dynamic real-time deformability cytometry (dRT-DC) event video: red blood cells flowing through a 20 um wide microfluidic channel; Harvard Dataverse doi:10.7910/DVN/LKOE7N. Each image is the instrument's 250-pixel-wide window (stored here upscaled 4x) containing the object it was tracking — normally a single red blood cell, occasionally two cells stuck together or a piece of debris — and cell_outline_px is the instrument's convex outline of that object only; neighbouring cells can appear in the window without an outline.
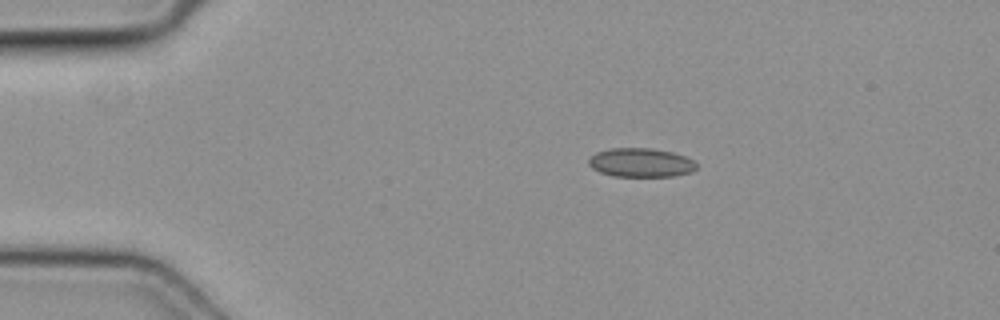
{"species": "common noctule bat (a hibernating species)", "species_latin": "Nyctalus noctula", "temperature_condition": "cold", "stored_images_in_passage": 46, "camera_frame_rate_fps": 3000, "um_per_image_px": 0.085, "animal": {"sex": "female", "body_mass_g": 19.3, "forearm_length_mm": 54.1}, "frame": {"image": 1, "passage_image": 7, "time_ms": 2.0, "image_size_px": [1000, 320], "cell_outline_px": [[696, 168], [692, 172], [672, 176], [612, 176], [600, 172], [592, 168], [588, 164], [588, 160], [596, 152], [612, 148], [652, 148], [672, 152], [684, 156], [692, 160], [696, 164]], "centroid_in_image_um": [54.45, 13.82], "position_along_channel_um": 30.5, "area_um2": 18.09}}
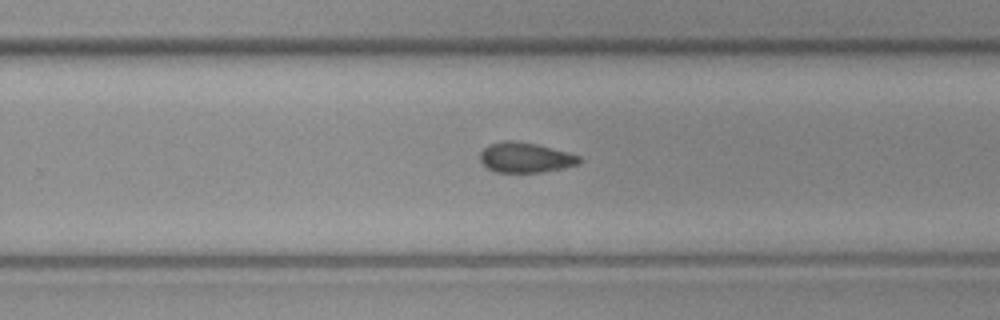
{"frame": {"image": 2, "passage_image": 29, "time_ms": 9.333, "image_size_px": [1000, 320], "cell_outline_px": [[584, 160], [580, 164], [564, 168], [540, 172], [496, 172], [488, 168], [480, 160], [480, 152], [488, 144], [504, 140], [512, 140], [536, 144], [580, 156]], "centroid_in_image_um": [44.66, 13.39], "position_along_channel_um": 285.1, "area_um2": 17.4}}
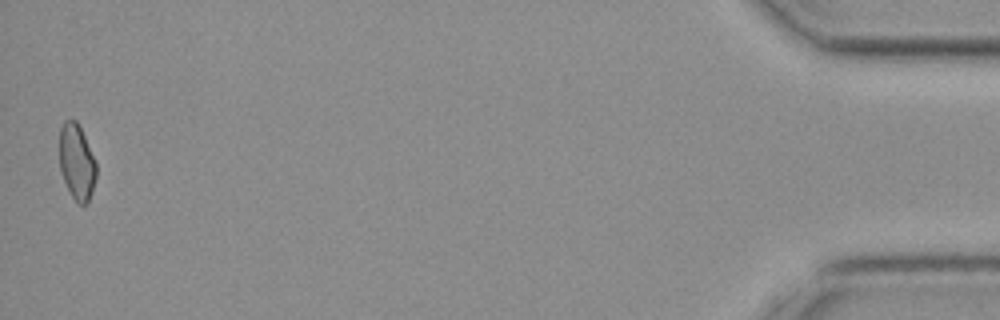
{"frame": {"image": 3, "passage_image": 46, "time_ms": 15.0, "image_size_px": [1000, 320], "cell_outline_px": [[96, 176], [92, 192], [88, 204], [80, 204], [72, 196], [64, 180], [60, 168], [60, 128], [64, 120], [76, 120], [84, 136], [96, 164]], "centroid_in_image_um": [6.52, 13.78], "position_along_channel_um": 428.7, "area_um2": 15.9}}